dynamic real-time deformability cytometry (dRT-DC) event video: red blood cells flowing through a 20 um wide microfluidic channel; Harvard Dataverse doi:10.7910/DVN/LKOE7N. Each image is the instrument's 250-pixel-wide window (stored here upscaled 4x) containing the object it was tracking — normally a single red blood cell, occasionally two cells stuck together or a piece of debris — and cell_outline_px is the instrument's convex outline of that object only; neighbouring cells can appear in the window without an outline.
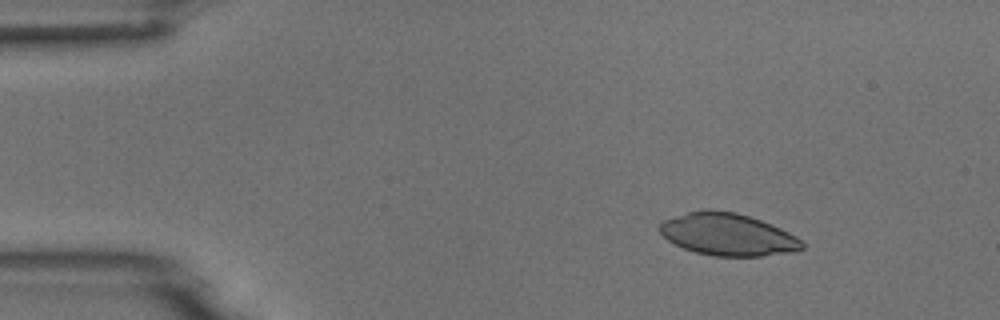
{"species": "common noctule bat (a hibernating species)", "species_latin": "Nyctalus noctula", "temperature_condition": "room temperature", "stored_images_in_passage": 6, "camera_frame_rate_fps": 3000, "um_per_image_px": 0.085, "animal": {"sex": "male", "body_mass_g": 18.8}, "frame": {"image": 1, "passage_image": 2, "time_ms": 1.333, "image_size_px": [1000, 320], "cell_outline_px": [[804, 248], [792, 252], [760, 256], [716, 256], [696, 252], [684, 248], [668, 240], [656, 228], [664, 220], [688, 212], [708, 208], [736, 212], [772, 224], [796, 236], [804, 244]], "centroid_in_image_um": [61.85, 19.92], "position_along_channel_um": 23.1, "area_um2": 34.97}}